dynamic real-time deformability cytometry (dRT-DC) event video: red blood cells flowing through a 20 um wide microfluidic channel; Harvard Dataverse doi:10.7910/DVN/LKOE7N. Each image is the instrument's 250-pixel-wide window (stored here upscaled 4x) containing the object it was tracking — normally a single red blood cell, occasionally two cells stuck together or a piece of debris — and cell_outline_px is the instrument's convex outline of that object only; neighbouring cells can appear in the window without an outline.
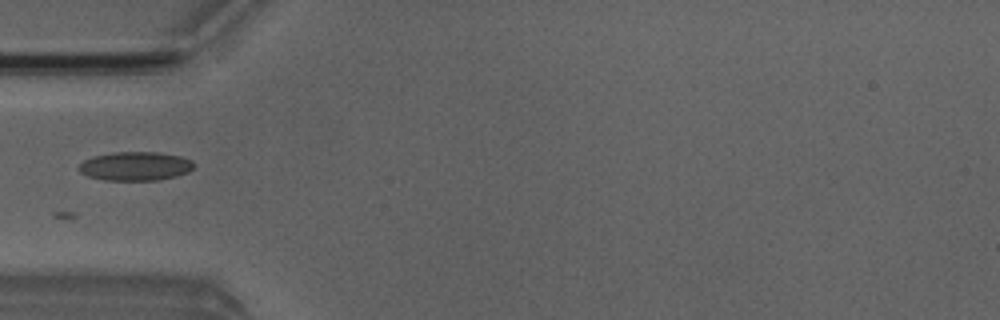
{"species": "Egyptian fruit bat (a non-hibernating species)", "species_latin": "Rousettus aegyptiacus", "temperature_condition": "room temperature", "stored_images_in_passage": 5, "camera_frame_rate_fps": 3000, "um_per_image_px": 0.085, "animal": {"sex": "male"}, "frame": {"image": 1, "passage_image": 5, "time_ms": 4.667, "image_size_px": [1000, 320], "cell_outline_px": [[196, 164], [188, 172], [176, 176], [160, 180], [104, 180], [88, 176], [80, 172], [76, 168], [84, 160], [92, 156], [112, 152], [160, 152], [180, 156], [192, 160]], "centroid_in_image_um": [11.5, 14.12], "position_along_channel_um": 73.5, "area_um2": 19.54}}